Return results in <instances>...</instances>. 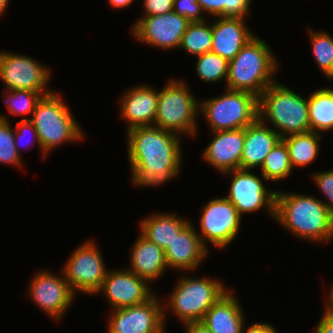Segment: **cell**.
I'll return each instance as SVG.
<instances>
[{
	"mask_svg": "<svg viewBox=\"0 0 333 333\" xmlns=\"http://www.w3.org/2000/svg\"><path fill=\"white\" fill-rule=\"evenodd\" d=\"M125 133L132 185L161 187L181 176V136L155 126L135 127Z\"/></svg>",
	"mask_w": 333,
	"mask_h": 333,
	"instance_id": "cell-1",
	"label": "cell"
},
{
	"mask_svg": "<svg viewBox=\"0 0 333 333\" xmlns=\"http://www.w3.org/2000/svg\"><path fill=\"white\" fill-rule=\"evenodd\" d=\"M274 221L301 241L333 242V214L314 195L276 190Z\"/></svg>",
	"mask_w": 333,
	"mask_h": 333,
	"instance_id": "cell-2",
	"label": "cell"
},
{
	"mask_svg": "<svg viewBox=\"0 0 333 333\" xmlns=\"http://www.w3.org/2000/svg\"><path fill=\"white\" fill-rule=\"evenodd\" d=\"M277 54L256 35L229 61L225 89L249 92L258 98L276 82L280 67Z\"/></svg>",
	"mask_w": 333,
	"mask_h": 333,
	"instance_id": "cell-3",
	"label": "cell"
},
{
	"mask_svg": "<svg viewBox=\"0 0 333 333\" xmlns=\"http://www.w3.org/2000/svg\"><path fill=\"white\" fill-rule=\"evenodd\" d=\"M190 272H182V276L176 280L171 293L163 301L165 326L168 313L179 319L180 324L201 322L208 309L230 287L225 285L224 280L216 279L208 275L201 277L193 276Z\"/></svg>",
	"mask_w": 333,
	"mask_h": 333,
	"instance_id": "cell-4",
	"label": "cell"
},
{
	"mask_svg": "<svg viewBox=\"0 0 333 333\" xmlns=\"http://www.w3.org/2000/svg\"><path fill=\"white\" fill-rule=\"evenodd\" d=\"M64 101L55 90L41 97L32 113L30 121L37 131L43 160L61 145L79 143L85 138L83 127Z\"/></svg>",
	"mask_w": 333,
	"mask_h": 333,
	"instance_id": "cell-5",
	"label": "cell"
},
{
	"mask_svg": "<svg viewBox=\"0 0 333 333\" xmlns=\"http://www.w3.org/2000/svg\"><path fill=\"white\" fill-rule=\"evenodd\" d=\"M258 118L281 138L311 131L308 98L280 83L268 86L258 98Z\"/></svg>",
	"mask_w": 333,
	"mask_h": 333,
	"instance_id": "cell-6",
	"label": "cell"
},
{
	"mask_svg": "<svg viewBox=\"0 0 333 333\" xmlns=\"http://www.w3.org/2000/svg\"><path fill=\"white\" fill-rule=\"evenodd\" d=\"M166 81L159 90L153 126L181 137L195 138L199 133V99L184 80L172 77Z\"/></svg>",
	"mask_w": 333,
	"mask_h": 333,
	"instance_id": "cell-7",
	"label": "cell"
},
{
	"mask_svg": "<svg viewBox=\"0 0 333 333\" xmlns=\"http://www.w3.org/2000/svg\"><path fill=\"white\" fill-rule=\"evenodd\" d=\"M200 115L210 132L246 128L258 119V97L224 88L223 94L199 101Z\"/></svg>",
	"mask_w": 333,
	"mask_h": 333,
	"instance_id": "cell-8",
	"label": "cell"
},
{
	"mask_svg": "<svg viewBox=\"0 0 333 333\" xmlns=\"http://www.w3.org/2000/svg\"><path fill=\"white\" fill-rule=\"evenodd\" d=\"M199 215V231L196 229L202 244L209 250L213 246L217 250L230 247L236 240L242 216L236 207L225 197H212L201 206Z\"/></svg>",
	"mask_w": 333,
	"mask_h": 333,
	"instance_id": "cell-9",
	"label": "cell"
},
{
	"mask_svg": "<svg viewBox=\"0 0 333 333\" xmlns=\"http://www.w3.org/2000/svg\"><path fill=\"white\" fill-rule=\"evenodd\" d=\"M229 177L230 186L227 198L243 217L264 209L271 220L275 219L276 190L267 187L268 180L251 169H235L222 174ZM266 181V182H265Z\"/></svg>",
	"mask_w": 333,
	"mask_h": 333,
	"instance_id": "cell-10",
	"label": "cell"
},
{
	"mask_svg": "<svg viewBox=\"0 0 333 333\" xmlns=\"http://www.w3.org/2000/svg\"><path fill=\"white\" fill-rule=\"evenodd\" d=\"M95 239H87L71 252L61 272L75 294L95 295L108 271ZM78 292V293H77Z\"/></svg>",
	"mask_w": 333,
	"mask_h": 333,
	"instance_id": "cell-11",
	"label": "cell"
},
{
	"mask_svg": "<svg viewBox=\"0 0 333 333\" xmlns=\"http://www.w3.org/2000/svg\"><path fill=\"white\" fill-rule=\"evenodd\" d=\"M50 66L25 54L0 51V80L2 90H28L38 92L42 97L51 94Z\"/></svg>",
	"mask_w": 333,
	"mask_h": 333,
	"instance_id": "cell-12",
	"label": "cell"
},
{
	"mask_svg": "<svg viewBox=\"0 0 333 333\" xmlns=\"http://www.w3.org/2000/svg\"><path fill=\"white\" fill-rule=\"evenodd\" d=\"M60 273L54 274L53 271L40 268L35 275L30 276L26 291L28 299L56 323L63 320L76 298L63 273Z\"/></svg>",
	"mask_w": 333,
	"mask_h": 333,
	"instance_id": "cell-13",
	"label": "cell"
},
{
	"mask_svg": "<svg viewBox=\"0 0 333 333\" xmlns=\"http://www.w3.org/2000/svg\"><path fill=\"white\" fill-rule=\"evenodd\" d=\"M132 23L130 32L136 41L167 52L179 49L191 22L171 11L156 16H140Z\"/></svg>",
	"mask_w": 333,
	"mask_h": 333,
	"instance_id": "cell-14",
	"label": "cell"
},
{
	"mask_svg": "<svg viewBox=\"0 0 333 333\" xmlns=\"http://www.w3.org/2000/svg\"><path fill=\"white\" fill-rule=\"evenodd\" d=\"M157 293L147 302L111 310L107 333H166L163 300Z\"/></svg>",
	"mask_w": 333,
	"mask_h": 333,
	"instance_id": "cell-15",
	"label": "cell"
},
{
	"mask_svg": "<svg viewBox=\"0 0 333 333\" xmlns=\"http://www.w3.org/2000/svg\"><path fill=\"white\" fill-rule=\"evenodd\" d=\"M96 294L104 296L109 309L114 310L143 304L156 293L146 280L123 267L108 269L101 288Z\"/></svg>",
	"mask_w": 333,
	"mask_h": 333,
	"instance_id": "cell-16",
	"label": "cell"
},
{
	"mask_svg": "<svg viewBox=\"0 0 333 333\" xmlns=\"http://www.w3.org/2000/svg\"><path fill=\"white\" fill-rule=\"evenodd\" d=\"M125 90L118 101L119 116L127 125L126 132L135 127L153 126L158 105L157 88L140 83Z\"/></svg>",
	"mask_w": 333,
	"mask_h": 333,
	"instance_id": "cell-17",
	"label": "cell"
},
{
	"mask_svg": "<svg viewBox=\"0 0 333 333\" xmlns=\"http://www.w3.org/2000/svg\"><path fill=\"white\" fill-rule=\"evenodd\" d=\"M213 138L201 153V159L219 174L241 169L244 128L211 132Z\"/></svg>",
	"mask_w": 333,
	"mask_h": 333,
	"instance_id": "cell-18",
	"label": "cell"
},
{
	"mask_svg": "<svg viewBox=\"0 0 333 333\" xmlns=\"http://www.w3.org/2000/svg\"><path fill=\"white\" fill-rule=\"evenodd\" d=\"M164 252L168 269L183 273L199 269L209 255V250L202 244L193 221L175 237Z\"/></svg>",
	"mask_w": 333,
	"mask_h": 333,
	"instance_id": "cell-19",
	"label": "cell"
},
{
	"mask_svg": "<svg viewBox=\"0 0 333 333\" xmlns=\"http://www.w3.org/2000/svg\"><path fill=\"white\" fill-rule=\"evenodd\" d=\"M212 25L211 52L231 61L257 34L252 32L246 19L239 17H215Z\"/></svg>",
	"mask_w": 333,
	"mask_h": 333,
	"instance_id": "cell-20",
	"label": "cell"
},
{
	"mask_svg": "<svg viewBox=\"0 0 333 333\" xmlns=\"http://www.w3.org/2000/svg\"><path fill=\"white\" fill-rule=\"evenodd\" d=\"M241 304L236 297L235 289H232L231 286L208 309L201 322L212 333H241L245 321H247Z\"/></svg>",
	"mask_w": 333,
	"mask_h": 333,
	"instance_id": "cell-21",
	"label": "cell"
},
{
	"mask_svg": "<svg viewBox=\"0 0 333 333\" xmlns=\"http://www.w3.org/2000/svg\"><path fill=\"white\" fill-rule=\"evenodd\" d=\"M137 236L133 246L131 245L129 267L125 268L152 285L153 281L155 283L160 280L168 270L165 252L140 233Z\"/></svg>",
	"mask_w": 333,
	"mask_h": 333,
	"instance_id": "cell-22",
	"label": "cell"
},
{
	"mask_svg": "<svg viewBox=\"0 0 333 333\" xmlns=\"http://www.w3.org/2000/svg\"><path fill=\"white\" fill-rule=\"evenodd\" d=\"M281 140L278 133L264 124L259 118L244 128V146L241 157V169L259 170L265 157L275 144Z\"/></svg>",
	"mask_w": 333,
	"mask_h": 333,
	"instance_id": "cell-23",
	"label": "cell"
},
{
	"mask_svg": "<svg viewBox=\"0 0 333 333\" xmlns=\"http://www.w3.org/2000/svg\"><path fill=\"white\" fill-rule=\"evenodd\" d=\"M191 222L176 212H156L145 216L138 222L140 234L155 243L162 250L172 243L175 237Z\"/></svg>",
	"mask_w": 333,
	"mask_h": 333,
	"instance_id": "cell-24",
	"label": "cell"
},
{
	"mask_svg": "<svg viewBox=\"0 0 333 333\" xmlns=\"http://www.w3.org/2000/svg\"><path fill=\"white\" fill-rule=\"evenodd\" d=\"M324 134L313 131L298 133L281 138L289 152V159L293 169L308 167L317 161L321 151Z\"/></svg>",
	"mask_w": 333,
	"mask_h": 333,
	"instance_id": "cell-25",
	"label": "cell"
},
{
	"mask_svg": "<svg viewBox=\"0 0 333 333\" xmlns=\"http://www.w3.org/2000/svg\"><path fill=\"white\" fill-rule=\"evenodd\" d=\"M310 129L320 134L333 132V88L323 87L308 96Z\"/></svg>",
	"mask_w": 333,
	"mask_h": 333,
	"instance_id": "cell-26",
	"label": "cell"
},
{
	"mask_svg": "<svg viewBox=\"0 0 333 333\" xmlns=\"http://www.w3.org/2000/svg\"><path fill=\"white\" fill-rule=\"evenodd\" d=\"M311 52L318 70L324 78L333 81V36L324 30H312L308 27Z\"/></svg>",
	"mask_w": 333,
	"mask_h": 333,
	"instance_id": "cell-27",
	"label": "cell"
},
{
	"mask_svg": "<svg viewBox=\"0 0 333 333\" xmlns=\"http://www.w3.org/2000/svg\"><path fill=\"white\" fill-rule=\"evenodd\" d=\"M259 169L268 182H272L275 185L293 174L294 169L290 163L288 148L282 139L275 144L265 157Z\"/></svg>",
	"mask_w": 333,
	"mask_h": 333,
	"instance_id": "cell-28",
	"label": "cell"
},
{
	"mask_svg": "<svg viewBox=\"0 0 333 333\" xmlns=\"http://www.w3.org/2000/svg\"><path fill=\"white\" fill-rule=\"evenodd\" d=\"M208 20L191 22L183 34L179 49L193 57L211 52L212 25Z\"/></svg>",
	"mask_w": 333,
	"mask_h": 333,
	"instance_id": "cell-29",
	"label": "cell"
},
{
	"mask_svg": "<svg viewBox=\"0 0 333 333\" xmlns=\"http://www.w3.org/2000/svg\"><path fill=\"white\" fill-rule=\"evenodd\" d=\"M195 73L199 81L207 84H226L229 62L220 55L207 52L196 56Z\"/></svg>",
	"mask_w": 333,
	"mask_h": 333,
	"instance_id": "cell-30",
	"label": "cell"
},
{
	"mask_svg": "<svg viewBox=\"0 0 333 333\" xmlns=\"http://www.w3.org/2000/svg\"><path fill=\"white\" fill-rule=\"evenodd\" d=\"M10 117L0 114V164L24 169L23 155H20L15 146L14 126Z\"/></svg>",
	"mask_w": 333,
	"mask_h": 333,
	"instance_id": "cell-31",
	"label": "cell"
},
{
	"mask_svg": "<svg viewBox=\"0 0 333 333\" xmlns=\"http://www.w3.org/2000/svg\"><path fill=\"white\" fill-rule=\"evenodd\" d=\"M2 99L6 103L8 115L25 117L22 120H30L36 103L41 99L38 92L28 90H2ZM26 115H31L27 116Z\"/></svg>",
	"mask_w": 333,
	"mask_h": 333,
	"instance_id": "cell-32",
	"label": "cell"
},
{
	"mask_svg": "<svg viewBox=\"0 0 333 333\" xmlns=\"http://www.w3.org/2000/svg\"><path fill=\"white\" fill-rule=\"evenodd\" d=\"M14 137H15V146L17 148L18 153L21 155V149L20 147H23L22 149L25 148V150L29 151L31 148H34V146H38L39 151L41 150V145L39 143L37 131L35 130L32 122L30 120H19L14 124ZM32 134L28 138L25 136L26 134ZM26 137V140H25ZM29 137V136H28ZM25 141V143H24ZM22 142V144H21ZM27 143V144H26ZM35 144V145H34ZM23 145V146H22ZM29 145V146H25Z\"/></svg>",
	"mask_w": 333,
	"mask_h": 333,
	"instance_id": "cell-33",
	"label": "cell"
},
{
	"mask_svg": "<svg viewBox=\"0 0 333 333\" xmlns=\"http://www.w3.org/2000/svg\"><path fill=\"white\" fill-rule=\"evenodd\" d=\"M313 180V184L317 186V189L325 196L320 200L325 204L327 209L333 214V167L332 169L325 171H319L312 173L310 177Z\"/></svg>",
	"mask_w": 333,
	"mask_h": 333,
	"instance_id": "cell-34",
	"label": "cell"
},
{
	"mask_svg": "<svg viewBox=\"0 0 333 333\" xmlns=\"http://www.w3.org/2000/svg\"><path fill=\"white\" fill-rule=\"evenodd\" d=\"M173 11L190 22L207 19L197 0H173Z\"/></svg>",
	"mask_w": 333,
	"mask_h": 333,
	"instance_id": "cell-35",
	"label": "cell"
},
{
	"mask_svg": "<svg viewBox=\"0 0 333 333\" xmlns=\"http://www.w3.org/2000/svg\"><path fill=\"white\" fill-rule=\"evenodd\" d=\"M141 16H156L173 11V0H143Z\"/></svg>",
	"mask_w": 333,
	"mask_h": 333,
	"instance_id": "cell-36",
	"label": "cell"
},
{
	"mask_svg": "<svg viewBox=\"0 0 333 333\" xmlns=\"http://www.w3.org/2000/svg\"><path fill=\"white\" fill-rule=\"evenodd\" d=\"M253 0H227L226 17L246 18L252 12L251 8Z\"/></svg>",
	"mask_w": 333,
	"mask_h": 333,
	"instance_id": "cell-37",
	"label": "cell"
},
{
	"mask_svg": "<svg viewBox=\"0 0 333 333\" xmlns=\"http://www.w3.org/2000/svg\"><path fill=\"white\" fill-rule=\"evenodd\" d=\"M200 7L208 19V16L215 17H226V4L227 0H197Z\"/></svg>",
	"mask_w": 333,
	"mask_h": 333,
	"instance_id": "cell-38",
	"label": "cell"
},
{
	"mask_svg": "<svg viewBox=\"0 0 333 333\" xmlns=\"http://www.w3.org/2000/svg\"><path fill=\"white\" fill-rule=\"evenodd\" d=\"M244 324L241 333H278V330L273 324L267 322H255L247 326Z\"/></svg>",
	"mask_w": 333,
	"mask_h": 333,
	"instance_id": "cell-39",
	"label": "cell"
},
{
	"mask_svg": "<svg viewBox=\"0 0 333 333\" xmlns=\"http://www.w3.org/2000/svg\"><path fill=\"white\" fill-rule=\"evenodd\" d=\"M321 318L312 333H333V315L323 310Z\"/></svg>",
	"mask_w": 333,
	"mask_h": 333,
	"instance_id": "cell-40",
	"label": "cell"
},
{
	"mask_svg": "<svg viewBox=\"0 0 333 333\" xmlns=\"http://www.w3.org/2000/svg\"><path fill=\"white\" fill-rule=\"evenodd\" d=\"M182 327L185 333H212L202 322H190Z\"/></svg>",
	"mask_w": 333,
	"mask_h": 333,
	"instance_id": "cell-41",
	"label": "cell"
},
{
	"mask_svg": "<svg viewBox=\"0 0 333 333\" xmlns=\"http://www.w3.org/2000/svg\"><path fill=\"white\" fill-rule=\"evenodd\" d=\"M108 1V5H110L111 8H115V10L117 9H121L124 10L126 8H129L130 6L134 5L133 2H135L136 0H107Z\"/></svg>",
	"mask_w": 333,
	"mask_h": 333,
	"instance_id": "cell-42",
	"label": "cell"
},
{
	"mask_svg": "<svg viewBox=\"0 0 333 333\" xmlns=\"http://www.w3.org/2000/svg\"><path fill=\"white\" fill-rule=\"evenodd\" d=\"M326 300L323 301L324 310H326L329 314L333 315V288H330L327 293H325Z\"/></svg>",
	"mask_w": 333,
	"mask_h": 333,
	"instance_id": "cell-43",
	"label": "cell"
},
{
	"mask_svg": "<svg viewBox=\"0 0 333 333\" xmlns=\"http://www.w3.org/2000/svg\"><path fill=\"white\" fill-rule=\"evenodd\" d=\"M10 0H0V19L7 12V8L9 7Z\"/></svg>",
	"mask_w": 333,
	"mask_h": 333,
	"instance_id": "cell-44",
	"label": "cell"
}]
</instances>
